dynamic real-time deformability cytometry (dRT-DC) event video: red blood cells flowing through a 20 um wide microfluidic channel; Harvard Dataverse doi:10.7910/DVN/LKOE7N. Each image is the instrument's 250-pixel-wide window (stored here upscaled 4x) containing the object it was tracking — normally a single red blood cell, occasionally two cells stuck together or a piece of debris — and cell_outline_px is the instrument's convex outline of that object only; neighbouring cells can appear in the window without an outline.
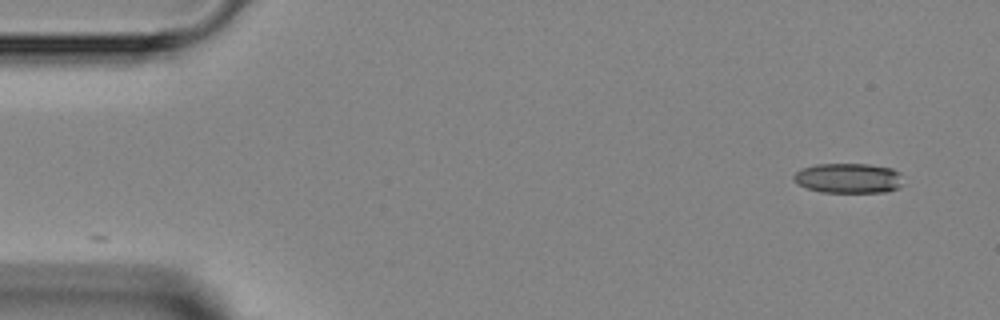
{"species": "Egyptian fruit bat (a non-hibernating species)", "species_latin": "Rousettus aegyptiacus", "temperature_condition": "room temperature", "stored_images_in_passage": 4, "camera_frame_rate_fps": 3000, "um_per_image_px": 0.085, "animal": {"sex": "female"}, "frame": {"image": 1, "passage_image": 1, "time_ms": 0.0, "image_size_px": [1000, 320], "cell_outline_px": [[900, 188], [884, 192], [820, 192], [808, 188], [800, 184], [792, 176], [800, 168], [816, 164], [868, 164], [892, 168], [900, 172]], "centroid_in_image_um": [72.12, 15.14], "position_along_channel_um": 12.9, "area_um2": 19.02}}